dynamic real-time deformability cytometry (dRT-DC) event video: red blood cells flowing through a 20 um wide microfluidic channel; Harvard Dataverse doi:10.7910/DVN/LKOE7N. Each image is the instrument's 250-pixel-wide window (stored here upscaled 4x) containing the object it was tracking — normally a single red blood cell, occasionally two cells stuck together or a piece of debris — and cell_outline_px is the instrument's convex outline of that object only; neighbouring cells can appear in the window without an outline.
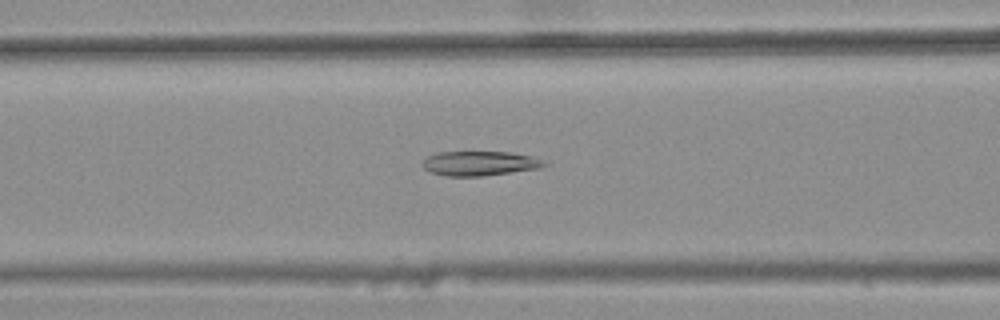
{"species": "common noctule bat (a hibernating species)", "species_latin": "Nyctalus noctula", "temperature_condition": "warm", "stored_images_in_passage": 42, "camera_frame_rate_fps": 3000, "um_per_image_px": 0.085, "animal": {"sex": "female", "body_mass_g": 25.1}, "frame": {"image": 1, "passage_image": 17, "time_ms": 5.333, "image_size_px": [1000, 320], "cell_outline_px": [[548, 164], [540, 168], [480, 176], [448, 176], [432, 172], [424, 168], [424, 160], [428, 156], [436, 152], [512, 152], [532, 156]], "centroid_in_image_um": [40.78, 13.88], "position_along_channel_um": 125.8, "area_um2": 17.11}}
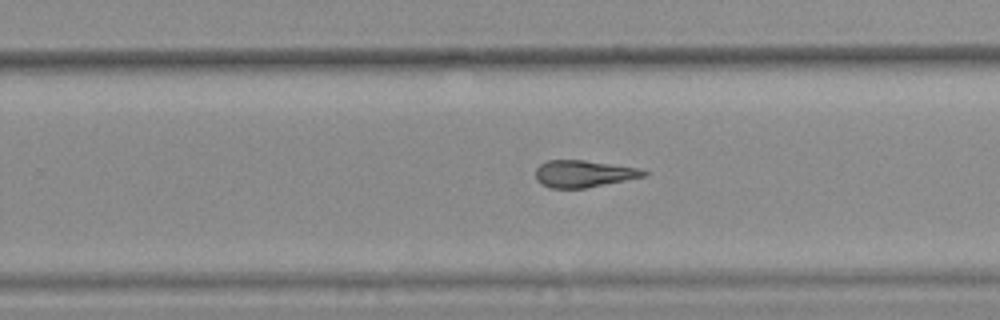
{"frame": {"image": 2, "passage_image": 29, "time_ms": 9.333, "image_size_px": [1000, 320], "cell_outline_px": [[648, 172], [644, 176], [584, 188], [548, 188], [540, 184], [536, 180], [536, 168], [540, 164], [548, 160], [584, 160], [640, 168]], "centroid_in_image_um": [49.55, 14.76], "position_along_channel_um": 280.2, "area_um2": 16.88}}
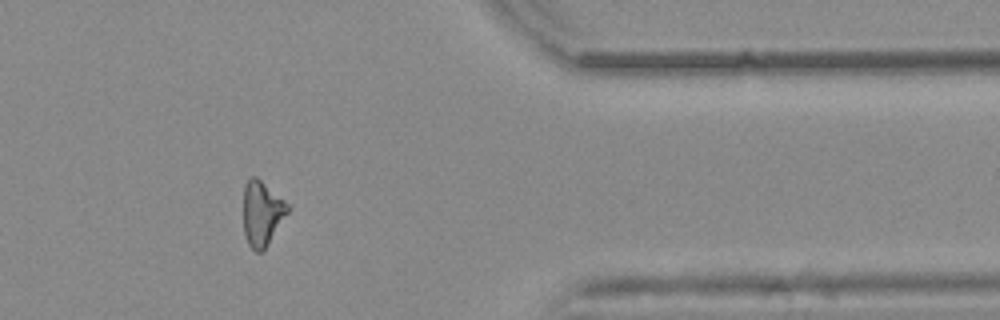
{"frame": {"image": 3, "passage_image": 39, "time_ms": 12.667, "image_size_px": [1000, 320], "cell_outline_px": [[292, 204], [288, 212], [264, 248], [260, 252], [256, 252], [248, 244], [244, 232], [244, 184], [252, 176], [256, 176]], "centroid_in_image_um": [22.29, 18.07], "position_along_channel_um": 389.1, "area_um2": 16.7}, "authors_computed_cell_mechanics": {"area_um2": 17.6001, "velocity_mm_per_s": 3.8697, "shape_relaxation_time_tau1_ms": null, "shape_relaxation_time_tau2_ms": 4.9912, "deformation_change_tau1": null, "deformation_change_tau2": 0.1614}}